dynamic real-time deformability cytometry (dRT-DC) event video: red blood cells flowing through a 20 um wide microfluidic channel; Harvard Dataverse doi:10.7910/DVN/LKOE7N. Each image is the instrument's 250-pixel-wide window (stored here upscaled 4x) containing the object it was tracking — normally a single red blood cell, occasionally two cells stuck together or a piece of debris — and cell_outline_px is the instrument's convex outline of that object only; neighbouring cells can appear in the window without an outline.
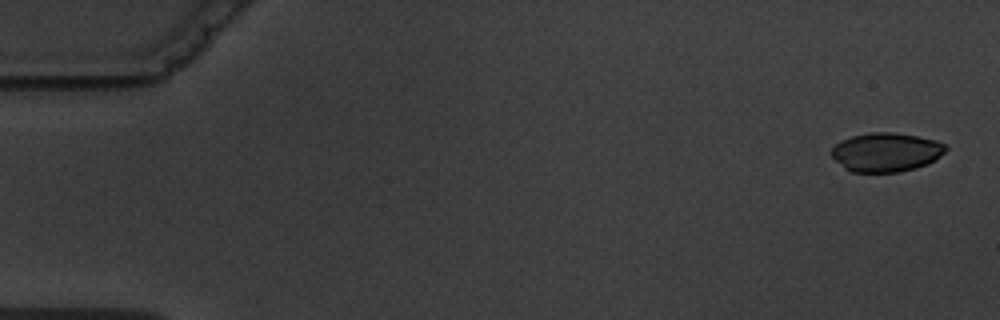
{"species": "common noctule bat (a hibernating species)", "species_latin": "Nyctalus noctula", "temperature_condition": "warm", "stored_images_in_passage": 6, "camera_frame_rate_fps": 3000, "um_per_image_px": 0.085, "animal": {"sex": "male", "body_mass_g": 19.5, "forearm_length_mm": 54.6}, "frame": {"image": 1, "passage_image": 1, "time_ms": 0.0, "image_size_px": [1000, 320], "cell_outline_px": [[948, 148], [936, 160], [928, 164], [916, 168], [900, 172], [852, 172], [844, 168], [832, 156], [832, 148], [840, 140], [852, 136], [872, 132], [896, 132], [936, 140], [944, 144]], "centroid_in_image_um": [75.33, 12.94], "position_along_channel_um": 9.7, "area_um2": 26.01}}
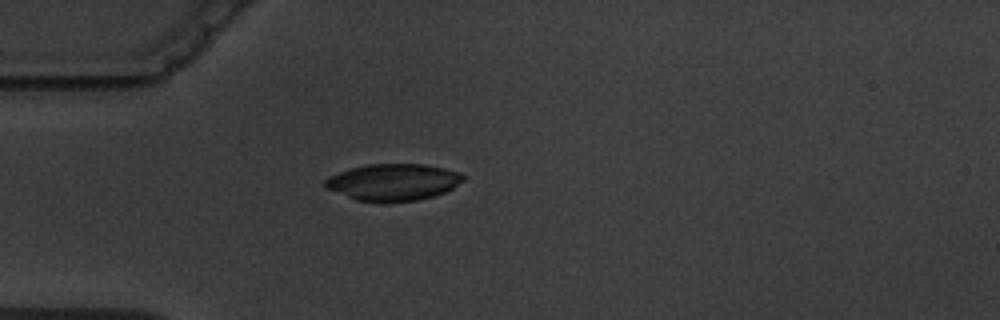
{"frame": {"image": 2, "passage_image": 5, "time_ms": 4.667, "image_size_px": [1000, 320], "cell_outline_px": [[464, 180], [452, 188], [444, 192], [432, 196], [416, 200], [356, 200], [328, 188], [324, 184], [324, 180], [328, 176], [352, 168], [368, 164], [424, 164], [444, 168], [460, 172], [464, 176]], "centroid_in_image_um": [33.45, 15.45], "position_along_channel_um": 51.6, "area_um2": 28.78}}